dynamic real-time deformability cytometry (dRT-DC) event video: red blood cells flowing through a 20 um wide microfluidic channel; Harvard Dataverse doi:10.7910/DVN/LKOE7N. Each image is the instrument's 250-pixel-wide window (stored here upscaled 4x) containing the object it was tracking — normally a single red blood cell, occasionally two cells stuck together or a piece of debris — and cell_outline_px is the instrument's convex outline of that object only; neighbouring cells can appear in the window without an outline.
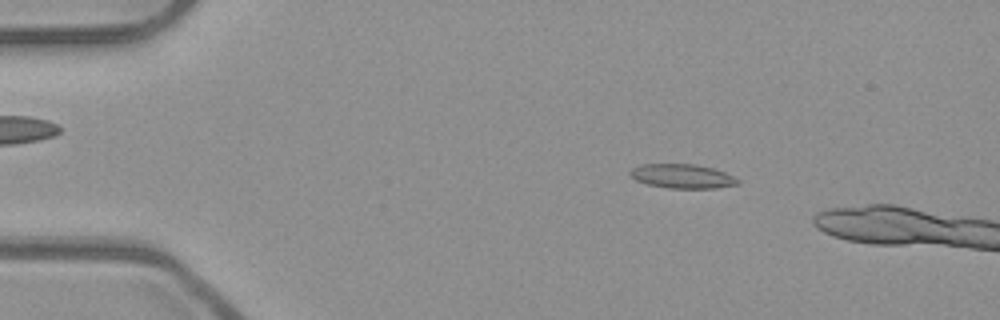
{"species": "common noctule bat (a hibernating species)", "species_latin": "Nyctalus noctula", "temperature_condition": "room temperature", "stored_images_in_passage": 15, "camera_frame_rate_fps": 3000, "um_per_image_px": 0.085, "animal": {"sex": "male", "body_mass_g": 23.1, "forearm_length_mm": 52.7}, "frame": {"image": 1, "passage_image": 9, "time_ms": 2.667, "image_size_px": [1000, 320], "cell_outline_px": [[740, 180], [736, 184], [716, 188], [668, 188], [648, 184], [636, 180], [628, 172], [632, 168], [644, 164], [696, 164], [712, 168], [724, 172]], "centroid_in_image_um": [57.98, 14.97], "position_along_channel_um": 27.0, "area_um2": 14.97}}